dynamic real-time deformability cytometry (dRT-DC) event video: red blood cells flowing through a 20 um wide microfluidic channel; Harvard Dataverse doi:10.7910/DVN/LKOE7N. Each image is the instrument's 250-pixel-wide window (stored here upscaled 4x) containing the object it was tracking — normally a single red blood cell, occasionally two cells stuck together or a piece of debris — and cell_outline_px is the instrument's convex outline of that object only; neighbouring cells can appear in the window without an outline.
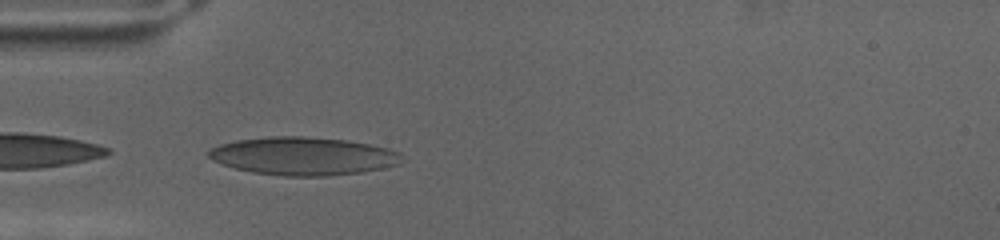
{"species": "human", "species_latin": "Homo sapiens", "temperature_condition": "cold", "stored_images_in_passage": 31, "camera_frame_rate_fps": 3000, "um_per_image_px": 0.085, "donor": {"sex": "female"}, "frame": {"image": 1, "passage_image": 1, "time_ms": 0.0, "image_size_px": [1000, 240], "cell_outline_px": [[400, 164], [384, 168], [360, 172], [328, 176], [284, 176], [252, 172], [220, 164], [212, 160], [208, 156], [208, 148], [220, 144], [236, 140], [268, 136], [304, 136], [348, 140], [388, 148], [400, 152]], "centroid_in_image_um": [25.74, 13.26], "position_along_channel_um": 59.3, "area_um2": 43.0}}
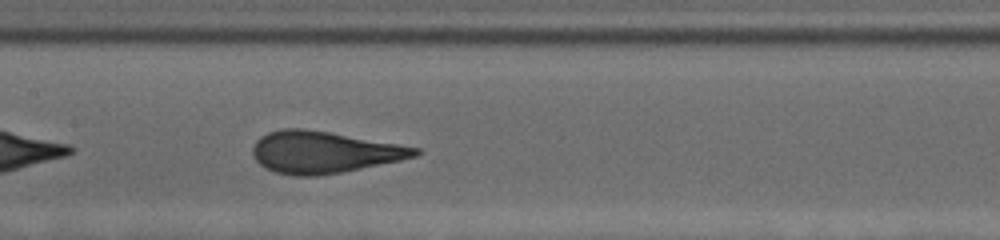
{"frame": {"image": 2, "passage_image": 14, "time_ms": 4.333, "image_size_px": [1000, 240], "cell_outline_px": [[424, 152], [416, 156], [400, 160], [340, 172], [316, 176], [292, 176], [276, 172], [260, 164], [256, 160], [252, 152], [252, 148], [256, 140], [260, 136], [268, 132], [284, 128], [304, 128], [328, 132], [420, 148]], "centroid_in_image_um": [27.5, 12.93], "position_along_channel_um": 179.9, "area_um2": 39.19}}
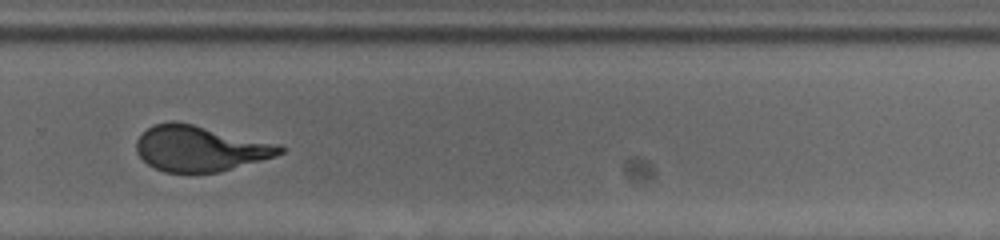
{"frame": {"image": 3, "passage_image": 28, "time_ms": 9.0, "image_size_px": [1000, 240], "cell_outline_px": [[284, 152], [276, 156], [220, 172], [164, 172], [148, 164], [136, 152], [136, 140], [152, 124], [172, 120], [176, 120], [280, 144], [284, 148]], "centroid_in_image_um": [17.0, 12.61], "position_along_channel_um": 312.8, "area_um2": 38.21}}